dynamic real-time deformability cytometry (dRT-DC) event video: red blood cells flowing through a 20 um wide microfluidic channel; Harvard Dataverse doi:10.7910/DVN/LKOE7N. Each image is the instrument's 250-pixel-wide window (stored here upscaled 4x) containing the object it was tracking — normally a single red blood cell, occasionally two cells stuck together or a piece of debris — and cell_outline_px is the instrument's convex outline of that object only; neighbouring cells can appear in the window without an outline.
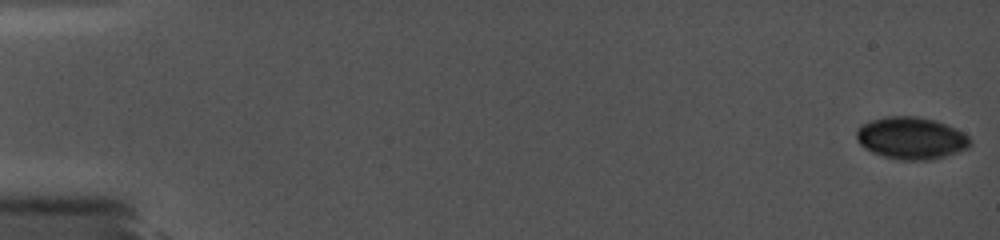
{"species": "common noctule bat (a hibernating species)", "species_latin": "Nyctalus noctula", "temperature_condition": "cold", "stored_images_in_passage": 12, "camera_frame_rate_fps": 5000, "um_per_image_px": 0.085, "animal": {"sex": "female", "body_mass_g": 19.0, "forearm_length_mm": 56.7}, "frame": {"image": 1, "passage_image": 1, "time_ms": 0.0, "image_size_px": [1000, 240], "cell_outline_px": [[972, 144], [968, 148], [944, 156], [928, 160], [900, 160], [884, 156], [872, 152], [864, 148], [856, 140], [856, 132], [864, 124], [872, 120], [888, 116], [916, 116], [936, 120], [964, 132], [972, 140]], "centroid_in_image_um": [77.47, 11.74], "position_along_channel_um": 7.5, "area_um2": 27.86}}
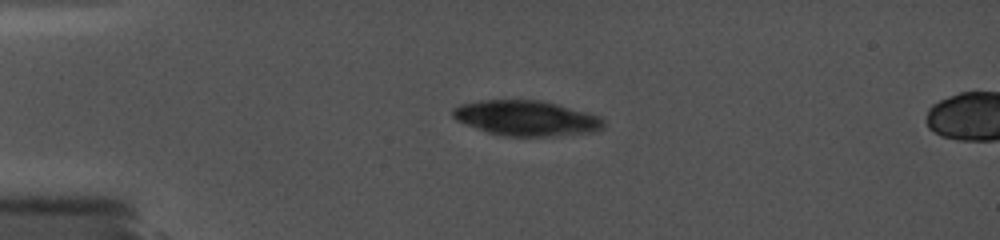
{"frame": {"image": 2, "passage_image": 10, "time_ms": 4.6, "image_size_px": [1000, 240], "cell_outline_px": [[604, 128], [600, 132], [552, 136], [500, 136], [488, 132], [456, 120], [452, 116], [452, 108], [460, 104], [480, 100], [540, 100], [556, 104], [600, 116], [604, 120]], "centroid_in_image_um": [44.76, 10.05], "position_along_channel_um": 40.2, "area_um2": 31.1}}